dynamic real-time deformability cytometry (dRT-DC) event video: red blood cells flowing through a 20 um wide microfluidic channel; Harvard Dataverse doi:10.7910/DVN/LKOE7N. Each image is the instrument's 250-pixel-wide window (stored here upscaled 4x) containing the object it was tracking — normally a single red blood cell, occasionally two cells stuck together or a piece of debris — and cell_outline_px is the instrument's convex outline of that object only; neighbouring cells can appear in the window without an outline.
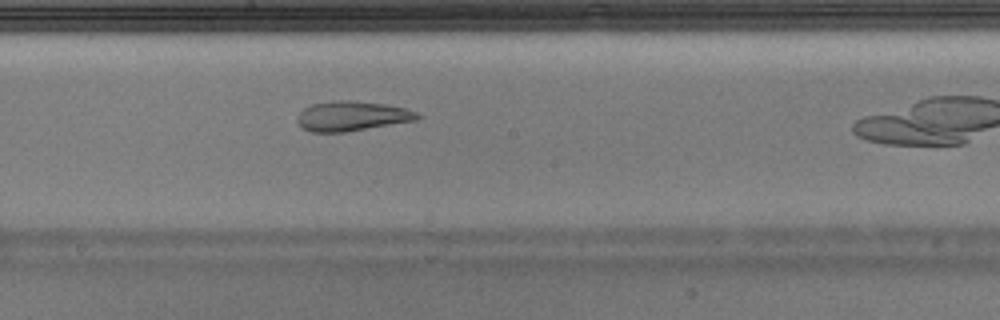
{"species": "Egyptian fruit bat (a non-hibernating species)", "species_latin": "Rousettus aegyptiacus", "temperature_condition": "warm", "stored_images_in_passage": 26, "camera_frame_rate_fps": 3000, "um_per_image_px": 0.085, "animal": {"sex": "male"}, "frame": {"image": 1, "passage_image": 15, "time_ms": 4.667, "image_size_px": [1000, 320], "cell_outline_px": [[420, 116], [416, 120], [344, 132], [312, 132], [304, 128], [296, 120], [296, 116], [304, 108], [312, 104], [336, 100], [352, 100], [384, 104], [404, 108], [416, 112]], "centroid_in_image_um": [29.87, 9.86], "position_along_channel_um": 218.3, "area_um2": 20.58}}